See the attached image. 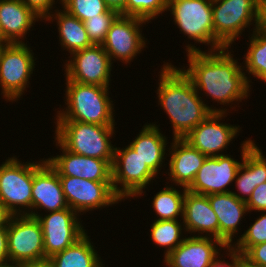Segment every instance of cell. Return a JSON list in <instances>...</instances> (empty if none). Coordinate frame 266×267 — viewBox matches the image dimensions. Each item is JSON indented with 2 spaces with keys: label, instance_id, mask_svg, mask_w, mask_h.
Returning <instances> with one entry per match:
<instances>
[{
  "label": "cell",
  "instance_id": "bcb514c9",
  "mask_svg": "<svg viewBox=\"0 0 266 267\" xmlns=\"http://www.w3.org/2000/svg\"><path fill=\"white\" fill-rule=\"evenodd\" d=\"M0 41H1L3 44H7V43H8V42L3 38V34H2L1 26H0Z\"/></svg>",
  "mask_w": 266,
  "mask_h": 267
},
{
  "label": "cell",
  "instance_id": "8992f818",
  "mask_svg": "<svg viewBox=\"0 0 266 267\" xmlns=\"http://www.w3.org/2000/svg\"><path fill=\"white\" fill-rule=\"evenodd\" d=\"M27 43H7L0 49V88L6 101H18L34 71L36 58Z\"/></svg>",
  "mask_w": 266,
  "mask_h": 267
},
{
  "label": "cell",
  "instance_id": "7c38bea8",
  "mask_svg": "<svg viewBox=\"0 0 266 267\" xmlns=\"http://www.w3.org/2000/svg\"><path fill=\"white\" fill-rule=\"evenodd\" d=\"M148 21L119 14L112 22L102 47L109 55L111 62L118 60L127 64L146 46L145 37L140 30ZM115 58V59H114ZM113 60V61H112Z\"/></svg>",
  "mask_w": 266,
  "mask_h": 267
},
{
  "label": "cell",
  "instance_id": "30bf717a",
  "mask_svg": "<svg viewBox=\"0 0 266 267\" xmlns=\"http://www.w3.org/2000/svg\"><path fill=\"white\" fill-rule=\"evenodd\" d=\"M9 262L26 264L45 260L43 231L30 215H12L8 227Z\"/></svg>",
  "mask_w": 266,
  "mask_h": 267
},
{
  "label": "cell",
  "instance_id": "f6af8a7d",
  "mask_svg": "<svg viewBox=\"0 0 266 267\" xmlns=\"http://www.w3.org/2000/svg\"><path fill=\"white\" fill-rule=\"evenodd\" d=\"M0 267H24V264L8 262L5 264H0Z\"/></svg>",
  "mask_w": 266,
  "mask_h": 267
},
{
  "label": "cell",
  "instance_id": "ba28073f",
  "mask_svg": "<svg viewBox=\"0 0 266 267\" xmlns=\"http://www.w3.org/2000/svg\"><path fill=\"white\" fill-rule=\"evenodd\" d=\"M111 169L113 191L124 201L125 198H134L144 194L143 189L157 177L129 145L124 149L115 147Z\"/></svg>",
  "mask_w": 266,
  "mask_h": 267
},
{
  "label": "cell",
  "instance_id": "ffe728a7",
  "mask_svg": "<svg viewBox=\"0 0 266 267\" xmlns=\"http://www.w3.org/2000/svg\"><path fill=\"white\" fill-rule=\"evenodd\" d=\"M240 145L242 163L235 178L236 189H238L239 194L234 191L231 193L239 200L247 202L253 190L266 182V157L250 138Z\"/></svg>",
  "mask_w": 266,
  "mask_h": 267
},
{
  "label": "cell",
  "instance_id": "60d3db41",
  "mask_svg": "<svg viewBox=\"0 0 266 267\" xmlns=\"http://www.w3.org/2000/svg\"><path fill=\"white\" fill-rule=\"evenodd\" d=\"M106 5L119 14L126 16V1L127 0H104Z\"/></svg>",
  "mask_w": 266,
  "mask_h": 267
},
{
  "label": "cell",
  "instance_id": "1f68e13d",
  "mask_svg": "<svg viewBox=\"0 0 266 267\" xmlns=\"http://www.w3.org/2000/svg\"><path fill=\"white\" fill-rule=\"evenodd\" d=\"M237 242V243H236ZM232 247L244 255L252 246L266 242V211L236 240Z\"/></svg>",
  "mask_w": 266,
  "mask_h": 267
},
{
  "label": "cell",
  "instance_id": "d590c367",
  "mask_svg": "<svg viewBox=\"0 0 266 267\" xmlns=\"http://www.w3.org/2000/svg\"><path fill=\"white\" fill-rule=\"evenodd\" d=\"M29 9H31L41 20H45L53 10L55 0H21ZM52 8V9H51Z\"/></svg>",
  "mask_w": 266,
  "mask_h": 267
},
{
  "label": "cell",
  "instance_id": "603a6c76",
  "mask_svg": "<svg viewBox=\"0 0 266 267\" xmlns=\"http://www.w3.org/2000/svg\"><path fill=\"white\" fill-rule=\"evenodd\" d=\"M207 197L219 221V240L227 247L232 246L233 238L238 234V225L244 214L249 212L246 202L239 200L231 192Z\"/></svg>",
  "mask_w": 266,
  "mask_h": 267
},
{
  "label": "cell",
  "instance_id": "44dd1931",
  "mask_svg": "<svg viewBox=\"0 0 266 267\" xmlns=\"http://www.w3.org/2000/svg\"><path fill=\"white\" fill-rule=\"evenodd\" d=\"M182 220L188 233L198 232V236L206 233V237L219 239V221L206 195L186 190Z\"/></svg>",
  "mask_w": 266,
  "mask_h": 267
},
{
  "label": "cell",
  "instance_id": "e0dca14e",
  "mask_svg": "<svg viewBox=\"0 0 266 267\" xmlns=\"http://www.w3.org/2000/svg\"><path fill=\"white\" fill-rule=\"evenodd\" d=\"M41 208L44 211L46 209L45 212L69 208L59 175L46 159H42L38 163L37 161L33 162L32 212L29 215L37 217V209Z\"/></svg>",
  "mask_w": 266,
  "mask_h": 267
},
{
  "label": "cell",
  "instance_id": "7dc6e473",
  "mask_svg": "<svg viewBox=\"0 0 266 267\" xmlns=\"http://www.w3.org/2000/svg\"><path fill=\"white\" fill-rule=\"evenodd\" d=\"M3 45H4V44L0 41V49L2 48Z\"/></svg>",
  "mask_w": 266,
  "mask_h": 267
},
{
  "label": "cell",
  "instance_id": "ac0fdd59",
  "mask_svg": "<svg viewBox=\"0 0 266 267\" xmlns=\"http://www.w3.org/2000/svg\"><path fill=\"white\" fill-rule=\"evenodd\" d=\"M226 247L214 237H185L183 242L164 258V263L168 267H208L218 254L220 255V248L226 250Z\"/></svg>",
  "mask_w": 266,
  "mask_h": 267
},
{
  "label": "cell",
  "instance_id": "9a60e30c",
  "mask_svg": "<svg viewBox=\"0 0 266 267\" xmlns=\"http://www.w3.org/2000/svg\"><path fill=\"white\" fill-rule=\"evenodd\" d=\"M226 114L228 113L212 112L183 139L207 157L223 155L221 152L227 149L241 130L239 126L219 122Z\"/></svg>",
  "mask_w": 266,
  "mask_h": 267
},
{
  "label": "cell",
  "instance_id": "52a82bcc",
  "mask_svg": "<svg viewBox=\"0 0 266 267\" xmlns=\"http://www.w3.org/2000/svg\"><path fill=\"white\" fill-rule=\"evenodd\" d=\"M26 163L13 156L0 165V202L12 215L32 212L33 162Z\"/></svg>",
  "mask_w": 266,
  "mask_h": 267
},
{
  "label": "cell",
  "instance_id": "5bb4252c",
  "mask_svg": "<svg viewBox=\"0 0 266 267\" xmlns=\"http://www.w3.org/2000/svg\"><path fill=\"white\" fill-rule=\"evenodd\" d=\"M71 55L64 68L67 80L109 87L113 63L102 45H93Z\"/></svg>",
  "mask_w": 266,
  "mask_h": 267
},
{
  "label": "cell",
  "instance_id": "8fae6325",
  "mask_svg": "<svg viewBox=\"0 0 266 267\" xmlns=\"http://www.w3.org/2000/svg\"><path fill=\"white\" fill-rule=\"evenodd\" d=\"M59 178L69 208L78 214L122 201L113 191L112 181H91L71 176Z\"/></svg>",
  "mask_w": 266,
  "mask_h": 267
},
{
  "label": "cell",
  "instance_id": "83f0119b",
  "mask_svg": "<svg viewBox=\"0 0 266 267\" xmlns=\"http://www.w3.org/2000/svg\"><path fill=\"white\" fill-rule=\"evenodd\" d=\"M165 187L154 196L152 201V208L159 216L156 220H179V216L183 217V203L187 189L183 187L181 193L173 185Z\"/></svg>",
  "mask_w": 266,
  "mask_h": 267
},
{
  "label": "cell",
  "instance_id": "7402d4cb",
  "mask_svg": "<svg viewBox=\"0 0 266 267\" xmlns=\"http://www.w3.org/2000/svg\"><path fill=\"white\" fill-rule=\"evenodd\" d=\"M171 143L168 176L176 186L188 188L199 169L202 167L206 155L193 148L184 139H173Z\"/></svg>",
  "mask_w": 266,
  "mask_h": 267
},
{
  "label": "cell",
  "instance_id": "8d00e7d4",
  "mask_svg": "<svg viewBox=\"0 0 266 267\" xmlns=\"http://www.w3.org/2000/svg\"><path fill=\"white\" fill-rule=\"evenodd\" d=\"M226 252L231 258V263L225 260H220L219 255L210 263L208 267H241L243 255L235 250L232 246L226 247Z\"/></svg>",
  "mask_w": 266,
  "mask_h": 267
},
{
  "label": "cell",
  "instance_id": "ee69618b",
  "mask_svg": "<svg viewBox=\"0 0 266 267\" xmlns=\"http://www.w3.org/2000/svg\"><path fill=\"white\" fill-rule=\"evenodd\" d=\"M241 267H265V266L255 265V264L249 262V261L243 256Z\"/></svg>",
  "mask_w": 266,
  "mask_h": 267
},
{
  "label": "cell",
  "instance_id": "74e56055",
  "mask_svg": "<svg viewBox=\"0 0 266 267\" xmlns=\"http://www.w3.org/2000/svg\"><path fill=\"white\" fill-rule=\"evenodd\" d=\"M243 256L255 265L266 267V242L252 246Z\"/></svg>",
  "mask_w": 266,
  "mask_h": 267
},
{
  "label": "cell",
  "instance_id": "4316f807",
  "mask_svg": "<svg viewBox=\"0 0 266 267\" xmlns=\"http://www.w3.org/2000/svg\"><path fill=\"white\" fill-rule=\"evenodd\" d=\"M87 232L70 247L49 258L54 267H105Z\"/></svg>",
  "mask_w": 266,
  "mask_h": 267
},
{
  "label": "cell",
  "instance_id": "836d02e7",
  "mask_svg": "<svg viewBox=\"0 0 266 267\" xmlns=\"http://www.w3.org/2000/svg\"><path fill=\"white\" fill-rule=\"evenodd\" d=\"M118 15L117 11L109 9L101 14V17H94L84 21L85 30L94 45H102L112 22Z\"/></svg>",
  "mask_w": 266,
  "mask_h": 267
},
{
  "label": "cell",
  "instance_id": "d6a6232c",
  "mask_svg": "<svg viewBox=\"0 0 266 267\" xmlns=\"http://www.w3.org/2000/svg\"><path fill=\"white\" fill-rule=\"evenodd\" d=\"M169 0H127L126 16L138 17L146 21L167 11Z\"/></svg>",
  "mask_w": 266,
  "mask_h": 267
},
{
  "label": "cell",
  "instance_id": "cb8c5ba5",
  "mask_svg": "<svg viewBox=\"0 0 266 267\" xmlns=\"http://www.w3.org/2000/svg\"><path fill=\"white\" fill-rule=\"evenodd\" d=\"M39 19L21 0H0V26L8 43H23V38Z\"/></svg>",
  "mask_w": 266,
  "mask_h": 267
},
{
  "label": "cell",
  "instance_id": "4fadbf2b",
  "mask_svg": "<svg viewBox=\"0 0 266 267\" xmlns=\"http://www.w3.org/2000/svg\"><path fill=\"white\" fill-rule=\"evenodd\" d=\"M78 213L71 208L38 214L36 217L42 227L45 260L70 247L86 232L77 218Z\"/></svg>",
  "mask_w": 266,
  "mask_h": 267
},
{
  "label": "cell",
  "instance_id": "b9f144b4",
  "mask_svg": "<svg viewBox=\"0 0 266 267\" xmlns=\"http://www.w3.org/2000/svg\"><path fill=\"white\" fill-rule=\"evenodd\" d=\"M12 217V214L8 209L0 202V227H8V223Z\"/></svg>",
  "mask_w": 266,
  "mask_h": 267
},
{
  "label": "cell",
  "instance_id": "9c48e42d",
  "mask_svg": "<svg viewBox=\"0 0 266 267\" xmlns=\"http://www.w3.org/2000/svg\"><path fill=\"white\" fill-rule=\"evenodd\" d=\"M257 5L258 0H213L214 36L230 48L245 28L255 23L253 30H256Z\"/></svg>",
  "mask_w": 266,
  "mask_h": 267
},
{
  "label": "cell",
  "instance_id": "ab89813d",
  "mask_svg": "<svg viewBox=\"0 0 266 267\" xmlns=\"http://www.w3.org/2000/svg\"><path fill=\"white\" fill-rule=\"evenodd\" d=\"M257 29L266 32V0H258Z\"/></svg>",
  "mask_w": 266,
  "mask_h": 267
},
{
  "label": "cell",
  "instance_id": "f35d334b",
  "mask_svg": "<svg viewBox=\"0 0 266 267\" xmlns=\"http://www.w3.org/2000/svg\"><path fill=\"white\" fill-rule=\"evenodd\" d=\"M9 262L7 227H0V264Z\"/></svg>",
  "mask_w": 266,
  "mask_h": 267
},
{
  "label": "cell",
  "instance_id": "2e32d148",
  "mask_svg": "<svg viewBox=\"0 0 266 267\" xmlns=\"http://www.w3.org/2000/svg\"><path fill=\"white\" fill-rule=\"evenodd\" d=\"M241 163L227 154L206 157L187 190L206 196L232 192L227 186L234 182Z\"/></svg>",
  "mask_w": 266,
  "mask_h": 267
},
{
  "label": "cell",
  "instance_id": "4dcf8cb0",
  "mask_svg": "<svg viewBox=\"0 0 266 267\" xmlns=\"http://www.w3.org/2000/svg\"><path fill=\"white\" fill-rule=\"evenodd\" d=\"M60 3L66 12L82 22L101 17V14L110 9L104 0H60Z\"/></svg>",
  "mask_w": 266,
  "mask_h": 267
},
{
  "label": "cell",
  "instance_id": "d4e9b609",
  "mask_svg": "<svg viewBox=\"0 0 266 267\" xmlns=\"http://www.w3.org/2000/svg\"><path fill=\"white\" fill-rule=\"evenodd\" d=\"M158 126L156 123L145 124L137 137L129 144L156 175L163 167L168 144Z\"/></svg>",
  "mask_w": 266,
  "mask_h": 267
},
{
  "label": "cell",
  "instance_id": "3957f363",
  "mask_svg": "<svg viewBox=\"0 0 266 267\" xmlns=\"http://www.w3.org/2000/svg\"><path fill=\"white\" fill-rule=\"evenodd\" d=\"M66 81V108L58 111L56 121H78L97 125H116L109 87Z\"/></svg>",
  "mask_w": 266,
  "mask_h": 267
},
{
  "label": "cell",
  "instance_id": "f546056e",
  "mask_svg": "<svg viewBox=\"0 0 266 267\" xmlns=\"http://www.w3.org/2000/svg\"><path fill=\"white\" fill-rule=\"evenodd\" d=\"M181 220H154L151 224L150 235L152 241L158 246L165 247L164 258L167 257L184 240L181 236L182 230H185Z\"/></svg>",
  "mask_w": 266,
  "mask_h": 267
},
{
  "label": "cell",
  "instance_id": "7a4b0ae2",
  "mask_svg": "<svg viewBox=\"0 0 266 267\" xmlns=\"http://www.w3.org/2000/svg\"><path fill=\"white\" fill-rule=\"evenodd\" d=\"M159 73L158 105L169 116L173 127L172 139H183L212 112H227L226 108L206 105L182 68L167 62Z\"/></svg>",
  "mask_w": 266,
  "mask_h": 267
},
{
  "label": "cell",
  "instance_id": "6da1fadb",
  "mask_svg": "<svg viewBox=\"0 0 266 267\" xmlns=\"http://www.w3.org/2000/svg\"><path fill=\"white\" fill-rule=\"evenodd\" d=\"M191 45L186 46L189 67H183L182 71L198 93L203 91L221 105L230 103L232 109L233 101L242 102L248 98L252 81L237 59L232 57L229 48L205 52Z\"/></svg>",
  "mask_w": 266,
  "mask_h": 267
},
{
  "label": "cell",
  "instance_id": "277c9868",
  "mask_svg": "<svg viewBox=\"0 0 266 267\" xmlns=\"http://www.w3.org/2000/svg\"><path fill=\"white\" fill-rule=\"evenodd\" d=\"M55 139L68 151L106 160L111 166L115 147L111 138L115 125H97L78 121H56Z\"/></svg>",
  "mask_w": 266,
  "mask_h": 267
},
{
  "label": "cell",
  "instance_id": "f1b7e54d",
  "mask_svg": "<svg viewBox=\"0 0 266 267\" xmlns=\"http://www.w3.org/2000/svg\"><path fill=\"white\" fill-rule=\"evenodd\" d=\"M249 47L244 55V70L256 79L266 83V32L254 30L249 39Z\"/></svg>",
  "mask_w": 266,
  "mask_h": 267
},
{
  "label": "cell",
  "instance_id": "5b68a950",
  "mask_svg": "<svg viewBox=\"0 0 266 267\" xmlns=\"http://www.w3.org/2000/svg\"><path fill=\"white\" fill-rule=\"evenodd\" d=\"M213 0H169L167 10L173 22L189 39L211 46L208 51L226 48L215 36Z\"/></svg>",
  "mask_w": 266,
  "mask_h": 267
},
{
  "label": "cell",
  "instance_id": "7bdbcfd3",
  "mask_svg": "<svg viewBox=\"0 0 266 267\" xmlns=\"http://www.w3.org/2000/svg\"><path fill=\"white\" fill-rule=\"evenodd\" d=\"M24 267H54V265L47 259L40 262L26 263Z\"/></svg>",
  "mask_w": 266,
  "mask_h": 267
},
{
  "label": "cell",
  "instance_id": "e575fe53",
  "mask_svg": "<svg viewBox=\"0 0 266 267\" xmlns=\"http://www.w3.org/2000/svg\"><path fill=\"white\" fill-rule=\"evenodd\" d=\"M249 213L251 211H266V182L257 186L246 202Z\"/></svg>",
  "mask_w": 266,
  "mask_h": 267
},
{
  "label": "cell",
  "instance_id": "d6986e66",
  "mask_svg": "<svg viewBox=\"0 0 266 267\" xmlns=\"http://www.w3.org/2000/svg\"><path fill=\"white\" fill-rule=\"evenodd\" d=\"M61 155L52 156L48 163L59 176H71L91 181H112L111 165L106 160L74 154L66 150L56 139Z\"/></svg>",
  "mask_w": 266,
  "mask_h": 267
},
{
  "label": "cell",
  "instance_id": "484cf974",
  "mask_svg": "<svg viewBox=\"0 0 266 267\" xmlns=\"http://www.w3.org/2000/svg\"><path fill=\"white\" fill-rule=\"evenodd\" d=\"M56 12V13H55ZM45 21L57 20L59 43L64 50L72 53L91 47L94 44L88 37L84 22L63 10H55ZM54 17V18H53ZM53 18V19H52Z\"/></svg>",
  "mask_w": 266,
  "mask_h": 267
}]
</instances>
